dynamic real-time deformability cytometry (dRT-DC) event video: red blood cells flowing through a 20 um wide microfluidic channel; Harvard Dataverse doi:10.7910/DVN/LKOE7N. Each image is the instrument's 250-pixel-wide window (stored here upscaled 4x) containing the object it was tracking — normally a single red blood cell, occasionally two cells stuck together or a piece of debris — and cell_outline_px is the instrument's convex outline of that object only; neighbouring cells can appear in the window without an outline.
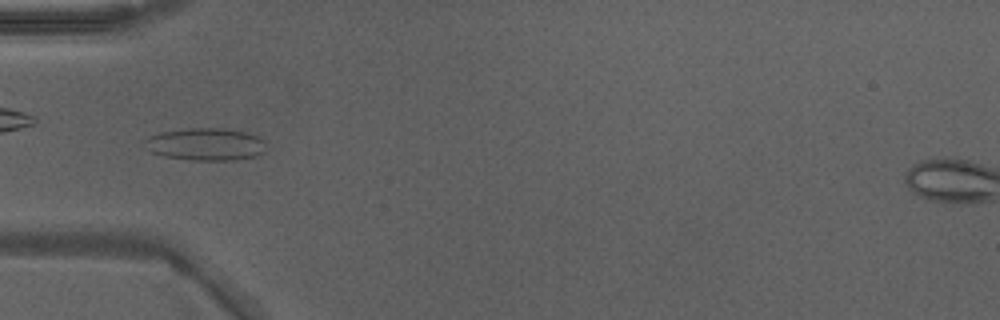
{"species": "Egyptian fruit bat (a non-hibernating species)", "species_latin": "Rousettus aegyptiacus", "temperature_condition": "warm", "stored_images_in_passage": 34, "camera_frame_rate_fps": 3000, "um_per_image_px": 0.085, "animal": {"sex": "male"}, "frame": {"image": 1, "passage_image": 6, "time_ms": 1.667, "image_size_px": [1000, 320], "cell_outline_px": [[268, 148], [264, 152], [256, 156], [236, 160], [192, 160], [164, 156], [152, 152], [144, 140], [152, 136], [164, 132], [192, 128], [220, 128], [244, 132], [256, 136], [264, 140]], "centroid_in_image_um": [17.57, 12.27], "position_along_channel_um": 67.4, "area_um2": 22.6}}
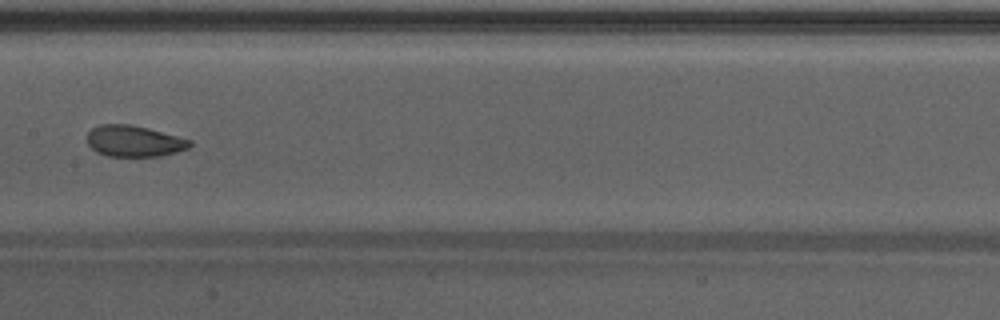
{"frame": {"image": 2, "passage_image": 15, "time_ms": 4.667, "image_size_px": [1000, 320], "cell_outline_px": [[192, 144], [188, 148], [176, 152], [160, 156], [108, 156], [96, 152], [88, 144], [88, 132], [92, 128], [100, 124], [128, 124], [148, 128], [192, 140]], "centroid_in_image_um": [11.4, 11.99], "position_along_channel_um": 196.0, "area_um2": 18.61}, "authors_computed_cell_mechanics": {"area_um2": 19.7098, "velocity_mm_per_s": 4.2827, "shape_relaxation_time_tau1_ms": 7.7465, "shape_relaxation_time_tau2_ms": 1.1098, "deformation_change_tau1": 0.1997, "deformation_change_tau2": 0.0549}}